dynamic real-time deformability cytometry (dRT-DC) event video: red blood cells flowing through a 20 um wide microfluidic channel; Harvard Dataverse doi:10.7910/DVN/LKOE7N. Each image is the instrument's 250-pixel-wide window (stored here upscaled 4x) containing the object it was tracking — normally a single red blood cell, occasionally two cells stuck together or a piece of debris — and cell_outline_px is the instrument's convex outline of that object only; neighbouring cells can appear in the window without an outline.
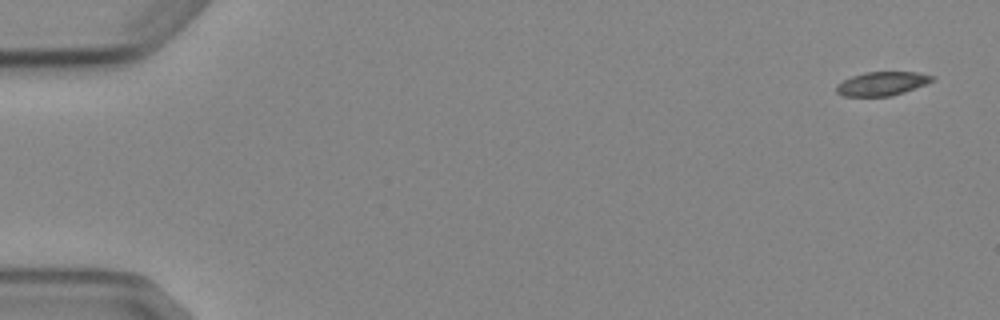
{"species": "Egyptian fruit bat (a non-hibernating species)", "species_latin": "Rousettus aegyptiacus", "temperature_condition": "cold", "stored_images_in_passage": 5, "camera_frame_rate_fps": 3000, "um_per_image_px": 0.085, "animal": {"sex": "female"}, "frame": {"image": 1, "passage_image": 1, "time_ms": 0.0, "image_size_px": [1000, 320], "cell_outline_px": [[936, 76], [932, 80], [924, 84], [904, 92], [892, 96], [844, 96], [836, 92], [836, 84], [852, 76], [864, 72], [916, 72]], "centroid_in_image_um": [74.94, 7.1], "position_along_channel_um": 10.1, "area_um2": 13.18}}
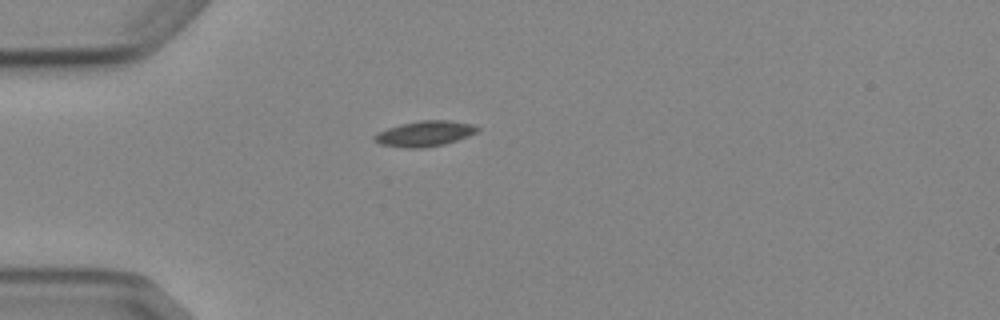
{"frame": {"image": 2, "passage_image": 4, "time_ms": 4.333, "image_size_px": [1000, 320], "cell_outline_px": [[480, 128], [476, 132], [468, 136], [444, 144], [424, 148], [404, 148], [380, 144], [372, 140], [372, 136], [376, 132], [400, 124], [420, 120], [448, 120], [472, 124]], "centroid_in_image_um": [36.04, 11.36], "position_along_channel_um": 49.0, "area_um2": 15.37}}